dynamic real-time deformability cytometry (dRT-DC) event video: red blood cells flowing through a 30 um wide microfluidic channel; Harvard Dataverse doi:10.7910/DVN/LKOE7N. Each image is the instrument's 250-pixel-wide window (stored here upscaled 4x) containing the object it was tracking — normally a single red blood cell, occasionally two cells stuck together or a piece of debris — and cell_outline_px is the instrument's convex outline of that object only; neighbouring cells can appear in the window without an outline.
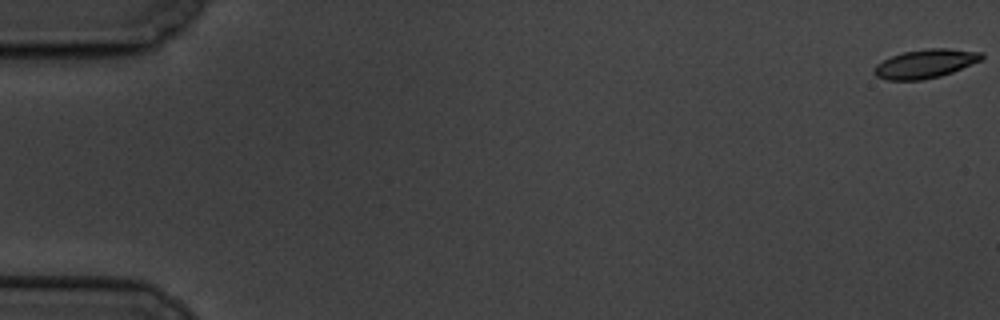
{"species": "common noctule bat (a hibernating species)", "species_latin": "Nyctalus noctula", "temperature_condition": "cold", "stored_images_in_passage": 11, "camera_frame_rate_fps": 3000, "um_per_image_px": 0.085, "animal": {"sex": "male", "body_mass_g": 19.5, "forearm_length_mm": 54.6}, "frame": {"image": 1, "passage_image": 1, "time_ms": 0.0, "image_size_px": [1000, 320], "cell_outline_px": [[984, 60], [952, 72], [940, 76], [920, 80], [888, 80], [876, 76], [872, 72], [872, 68], [876, 64], [892, 56], [904, 52], [928, 48], [948, 48], [984, 52]], "centroid_in_image_um": [78.69, 5.41], "position_along_channel_um": 6.3, "area_um2": 18.21}}
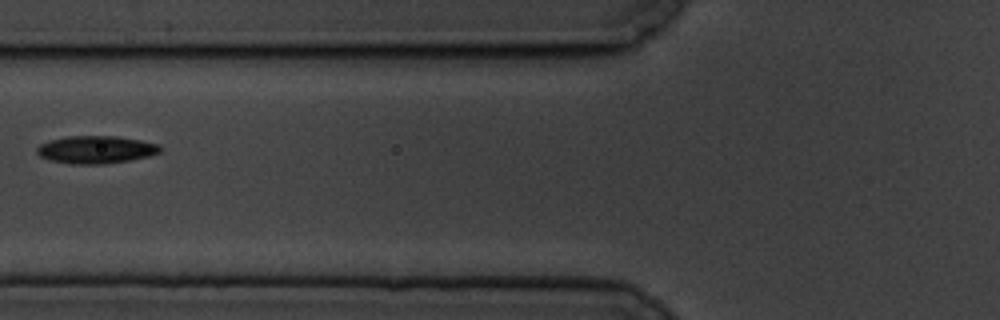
{"frame": {"image": 2, "passage_image": 7, "time_ms": 8.0, "image_size_px": [1000, 320], "cell_outline_px": [[164, 148], [160, 152], [148, 156], [128, 160], [104, 164], [68, 164], [48, 160], [40, 156], [36, 152], [36, 148], [40, 144], [48, 140], [68, 136], [116, 136], [140, 140], [160, 144]], "centroid_in_image_um": [8.14, 12.72], "position_along_channel_um": 117.7, "area_um2": 20.06}}
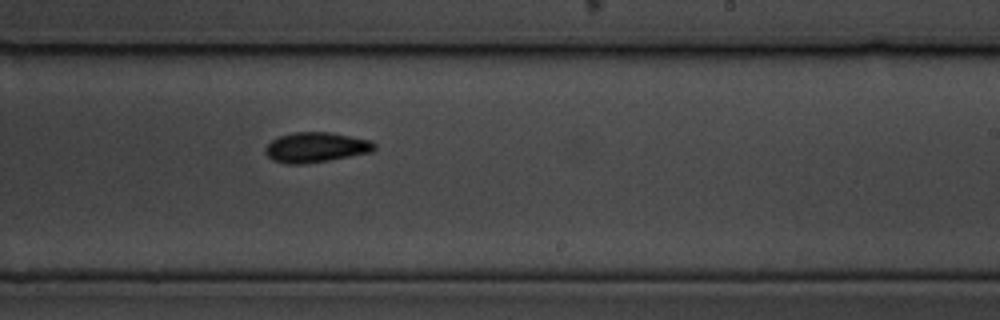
{"frame": {"image": 3, "passage_image": 11, "time_ms": 12.333, "image_size_px": [1000, 320], "cell_outline_px": [[376, 148], [372, 152], [328, 160], [304, 164], [284, 164], [272, 160], [264, 152], [264, 148], [272, 140], [280, 136], [292, 132], [328, 132], [372, 140], [376, 144]], "centroid_in_image_um": [26.84, 12.53], "position_along_channel_um": 262.2, "area_um2": 19.19}}